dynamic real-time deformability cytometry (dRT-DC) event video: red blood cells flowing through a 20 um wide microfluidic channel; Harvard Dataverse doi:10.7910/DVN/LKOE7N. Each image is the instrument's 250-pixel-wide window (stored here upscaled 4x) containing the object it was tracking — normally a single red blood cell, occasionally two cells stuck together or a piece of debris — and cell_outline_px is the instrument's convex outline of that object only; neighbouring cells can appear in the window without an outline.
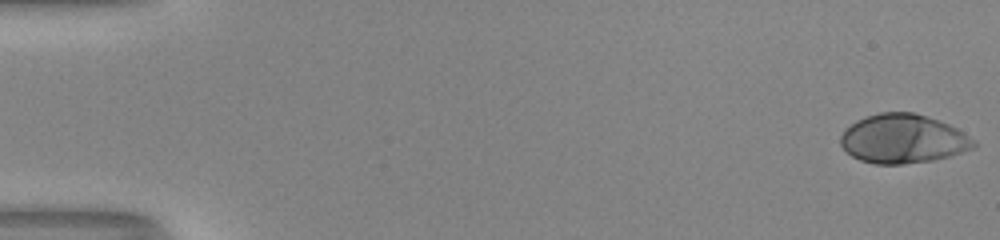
{"species": "human", "species_latin": "Homo sapiens", "temperature_condition": "room temperature", "stored_images_in_passage": 52, "camera_frame_rate_fps": 3000, "um_per_image_px": 0.085, "donor": {"sex": "male"}, "frame": {"image": 1, "passage_image": 1, "time_ms": 0.0, "image_size_px": [1000, 240], "cell_outline_px": [[976, 148], [948, 156], [932, 160], [900, 164], [876, 164], [860, 160], [852, 156], [840, 144], [840, 136], [844, 128], [856, 120], [864, 116], [880, 112], [912, 112], [928, 116], [948, 124], [956, 128], [976, 140]], "centroid_in_image_um": [76.74, 11.79], "position_along_channel_um": 8.3, "area_um2": 38.15}}
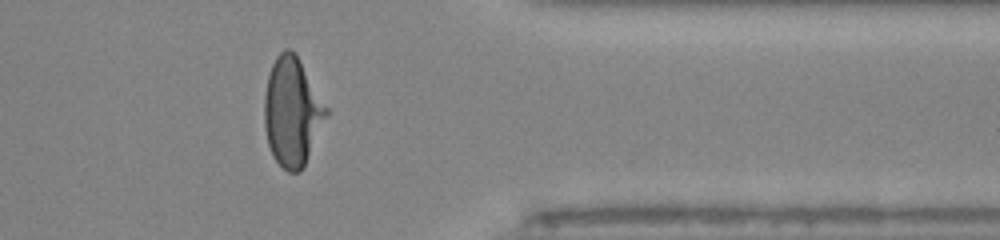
{"frame": {"image": 2, "passage_image": 43, "time_ms": 14.0, "image_size_px": [1000, 240], "cell_outline_px": [[328, 112], [304, 168], [300, 172], [288, 172], [272, 156], [268, 144], [264, 124], [264, 96], [268, 76], [272, 64], [276, 56], [284, 48], [292, 48], [296, 52], [328, 108]], "centroid_in_image_um": [24.82, 9.48], "position_along_channel_um": 386.6, "area_um2": 39.3}}
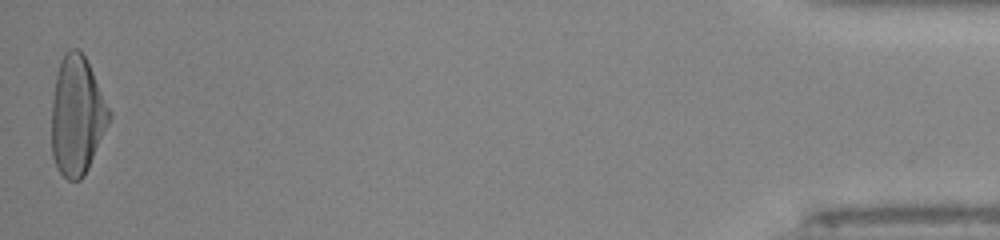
{"frame": {"image": 3, "passage_image": 52, "time_ms": 17.0, "image_size_px": [1000, 240], "cell_outline_px": [[112, 116], [88, 168], [84, 176], [80, 180], [68, 180], [60, 172], [52, 156], [52, 100], [56, 76], [60, 60], [64, 52], [68, 48], [76, 48], [84, 56], [112, 112]], "centroid_in_image_um": [6.54, 9.83], "position_along_channel_um": 428.7, "area_um2": 39.65}, "authors_computed_cell_mechanics": {"area_um2": 38.0613, "velocity_mm_per_s": 4.0657, "shape_relaxation_time_tau1_ms": 4.2644, "shape_relaxation_time_tau2_ms": null, "deformation_change_tau1": 0.2461, "deformation_change_tau2": null}}